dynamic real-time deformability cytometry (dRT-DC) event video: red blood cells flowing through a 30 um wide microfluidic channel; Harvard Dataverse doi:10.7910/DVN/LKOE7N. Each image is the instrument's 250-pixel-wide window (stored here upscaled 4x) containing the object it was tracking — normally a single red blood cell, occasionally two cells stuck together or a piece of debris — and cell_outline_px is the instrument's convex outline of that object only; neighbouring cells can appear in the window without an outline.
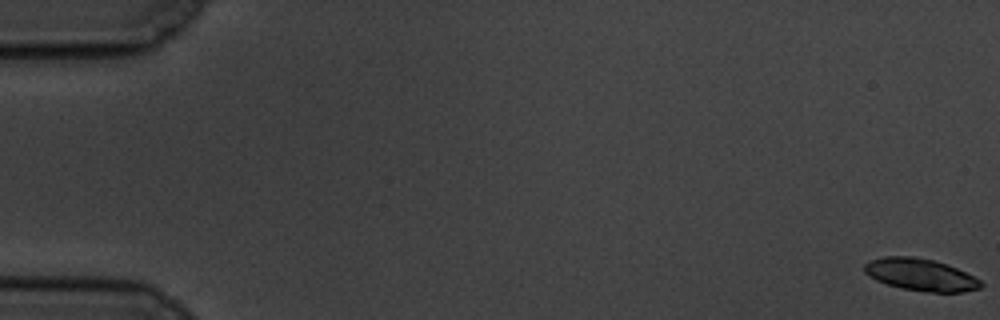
{"species": "common noctule bat (a hibernating species)", "species_latin": "Nyctalus noctula", "temperature_condition": "cold", "stored_images_in_passage": 60, "camera_frame_rate_fps": 3000, "um_per_image_px": 0.085, "animal": {"sex": "male", "body_mass_g": 19.5, "forearm_length_mm": 54.6}, "frame": {"image": 1, "passage_image": 1, "time_ms": 0.0, "image_size_px": [1000, 320], "cell_outline_px": [[984, 284], [980, 288], [964, 292], [924, 292], [900, 288], [876, 280], [868, 276], [864, 272], [864, 264], [872, 260], [884, 256], [912, 256], [932, 260], [956, 268], [980, 280]], "centroid_in_image_um": [78.23, 23.36], "position_along_channel_um": 6.8, "area_um2": 21.68}}
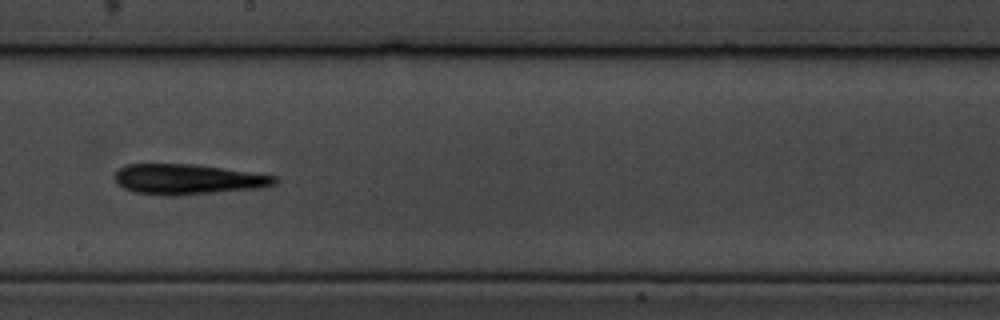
{"frame": {"image": 2, "passage_image": 34, "time_ms": 11.0, "image_size_px": [1000, 320], "cell_outline_px": [[280, 180], [276, 184], [264, 188], [176, 196], [164, 196], [136, 192], [124, 188], [112, 176], [124, 164], [196, 164], [276, 176]], "centroid_in_image_um": [16.0, 15.24], "position_along_channel_um": 232.2, "area_um2": 28.5}}
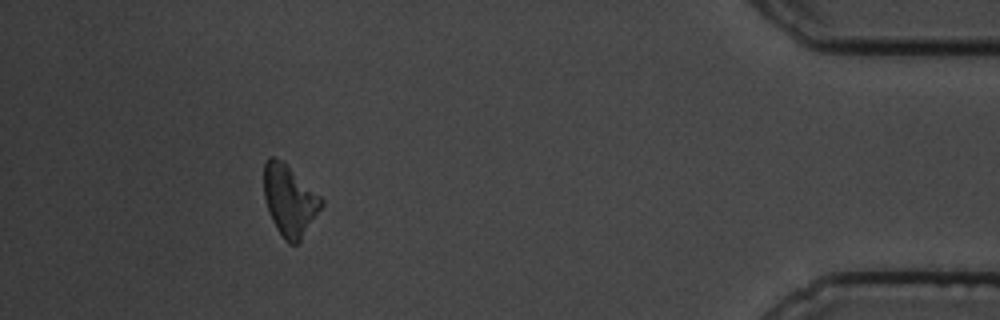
{"frame": {"image": 3, "passage_image": 54, "time_ms": 17.667, "image_size_px": [1000, 320], "cell_outline_px": [[324, 204], [300, 244], [288, 244], [284, 240], [276, 228], [268, 212], [264, 196], [264, 160], [268, 156], [272, 156], [284, 160], [324, 200]], "centroid_in_image_um": [24.61, 17.04], "position_along_channel_um": 410.6, "area_um2": 24.33}, "authors_computed_cell_mechanics": {"area_um2": 25.0274, "velocity_mm_per_s": 3.4686, "shape_relaxation_time_tau1_ms": 5.1068, "shape_relaxation_time_tau2_ms": null, "deformation_change_tau1": 0.1174, "deformation_change_tau2": null}}